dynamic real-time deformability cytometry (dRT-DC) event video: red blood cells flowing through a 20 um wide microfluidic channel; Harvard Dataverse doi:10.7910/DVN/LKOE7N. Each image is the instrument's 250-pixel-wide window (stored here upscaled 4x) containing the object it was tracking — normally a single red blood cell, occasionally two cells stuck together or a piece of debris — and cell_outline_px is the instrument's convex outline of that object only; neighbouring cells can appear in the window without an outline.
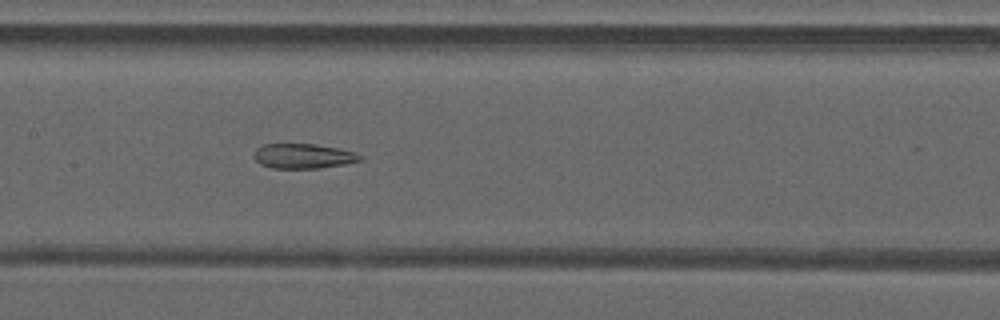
{"species": "common noctule bat (a hibernating species)", "species_latin": "Nyctalus noctula", "temperature_condition": "warm", "stored_images_in_passage": 48, "camera_frame_rate_fps": 3000, "um_per_image_px": 0.085, "animal": {"sex": "male", "forearm_length_mm": 52.5}, "frame": {"image": 1, "passage_image": 24, "time_ms": 7.667, "image_size_px": [1000, 320], "cell_outline_px": [[364, 160], [344, 164], [320, 168], [272, 168], [260, 164], [252, 156], [256, 148], [264, 144], [316, 144], [340, 148], [364, 156]], "centroid_in_image_um": [25.78, 13.26], "position_along_channel_um": 181.6, "area_um2": 15.49}}
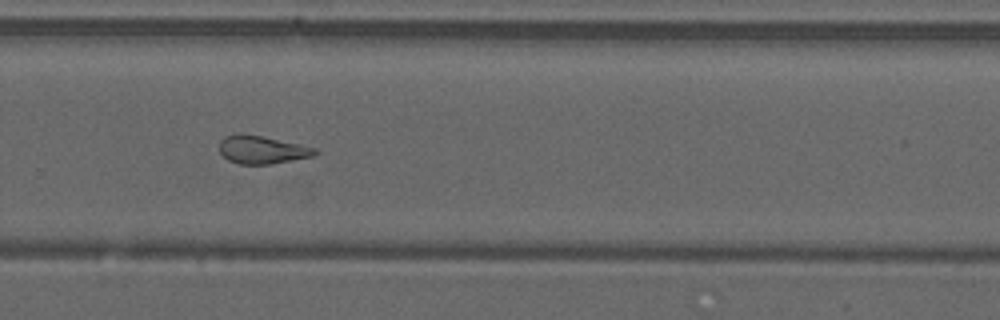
{"frame": {"image": 2, "passage_image": 33, "time_ms": 10.667, "image_size_px": [1000, 320], "cell_outline_px": [[320, 152], [312, 156], [292, 160], [268, 164], [240, 164], [228, 160], [220, 152], [220, 140], [224, 136], [236, 132], [244, 132], [264, 136], [300, 144], [316, 148]], "centroid_in_image_um": [22.25, 12.69], "position_along_channel_um": 307.6, "area_um2": 15.84}}
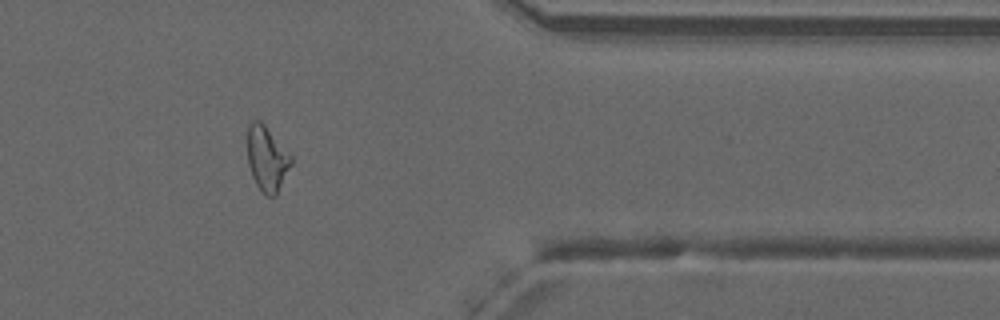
{"frame": {"image": 3, "passage_image": 40, "time_ms": 13.0, "image_size_px": [1000, 320], "cell_outline_px": [[292, 164], [276, 196], [268, 196], [256, 184], [252, 176], [248, 164], [248, 124], [252, 120], [260, 120], [264, 124], [292, 156]], "centroid_in_image_um": [22.7, 13.47], "position_along_channel_um": 388.7, "area_um2": 16.42}, "authors_computed_cell_mechanics": {"area_um2": 18.496, "velocity_mm_per_s": 4.2129, "shape_relaxation_time_tau1_ms": null, "shape_relaxation_time_tau2_ms": 2.3372, "deformation_change_tau1": null, "deformation_change_tau2": 0.1142}}